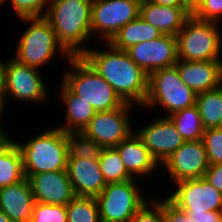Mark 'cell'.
<instances>
[{
	"mask_svg": "<svg viewBox=\"0 0 222 222\" xmlns=\"http://www.w3.org/2000/svg\"><path fill=\"white\" fill-rule=\"evenodd\" d=\"M52 127L42 129L28 140L11 137L21 151L25 174L67 170V133Z\"/></svg>",
	"mask_w": 222,
	"mask_h": 222,
	"instance_id": "cell-3",
	"label": "cell"
},
{
	"mask_svg": "<svg viewBox=\"0 0 222 222\" xmlns=\"http://www.w3.org/2000/svg\"><path fill=\"white\" fill-rule=\"evenodd\" d=\"M66 205L35 202L30 222H67Z\"/></svg>",
	"mask_w": 222,
	"mask_h": 222,
	"instance_id": "cell-31",
	"label": "cell"
},
{
	"mask_svg": "<svg viewBox=\"0 0 222 222\" xmlns=\"http://www.w3.org/2000/svg\"><path fill=\"white\" fill-rule=\"evenodd\" d=\"M67 222H101L96 197L75 196L67 205Z\"/></svg>",
	"mask_w": 222,
	"mask_h": 222,
	"instance_id": "cell-28",
	"label": "cell"
},
{
	"mask_svg": "<svg viewBox=\"0 0 222 222\" xmlns=\"http://www.w3.org/2000/svg\"><path fill=\"white\" fill-rule=\"evenodd\" d=\"M0 222H12V220L6 216V214L0 209Z\"/></svg>",
	"mask_w": 222,
	"mask_h": 222,
	"instance_id": "cell-43",
	"label": "cell"
},
{
	"mask_svg": "<svg viewBox=\"0 0 222 222\" xmlns=\"http://www.w3.org/2000/svg\"><path fill=\"white\" fill-rule=\"evenodd\" d=\"M204 130L222 127V88L218 87L196 95Z\"/></svg>",
	"mask_w": 222,
	"mask_h": 222,
	"instance_id": "cell-25",
	"label": "cell"
},
{
	"mask_svg": "<svg viewBox=\"0 0 222 222\" xmlns=\"http://www.w3.org/2000/svg\"><path fill=\"white\" fill-rule=\"evenodd\" d=\"M140 4L141 0H93L92 38L98 36L99 41L109 42L123 26L139 17Z\"/></svg>",
	"mask_w": 222,
	"mask_h": 222,
	"instance_id": "cell-10",
	"label": "cell"
},
{
	"mask_svg": "<svg viewBox=\"0 0 222 222\" xmlns=\"http://www.w3.org/2000/svg\"><path fill=\"white\" fill-rule=\"evenodd\" d=\"M162 6H183V0H149Z\"/></svg>",
	"mask_w": 222,
	"mask_h": 222,
	"instance_id": "cell-40",
	"label": "cell"
},
{
	"mask_svg": "<svg viewBox=\"0 0 222 222\" xmlns=\"http://www.w3.org/2000/svg\"><path fill=\"white\" fill-rule=\"evenodd\" d=\"M93 0H50L44 18L50 23L57 40L71 56H81L92 40Z\"/></svg>",
	"mask_w": 222,
	"mask_h": 222,
	"instance_id": "cell-2",
	"label": "cell"
},
{
	"mask_svg": "<svg viewBox=\"0 0 222 222\" xmlns=\"http://www.w3.org/2000/svg\"><path fill=\"white\" fill-rule=\"evenodd\" d=\"M209 165L204 143L200 139L185 141L161 165V169H165L169 174V179H171L169 181H173L172 185L183 180L203 177Z\"/></svg>",
	"mask_w": 222,
	"mask_h": 222,
	"instance_id": "cell-13",
	"label": "cell"
},
{
	"mask_svg": "<svg viewBox=\"0 0 222 222\" xmlns=\"http://www.w3.org/2000/svg\"><path fill=\"white\" fill-rule=\"evenodd\" d=\"M11 136L0 144V189L26 178L21 151Z\"/></svg>",
	"mask_w": 222,
	"mask_h": 222,
	"instance_id": "cell-23",
	"label": "cell"
},
{
	"mask_svg": "<svg viewBox=\"0 0 222 222\" xmlns=\"http://www.w3.org/2000/svg\"><path fill=\"white\" fill-rule=\"evenodd\" d=\"M203 0H183V8L193 15L202 5Z\"/></svg>",
	"mask_w": 222,
	"mask_h": 222,
	"instance_id": "cell-38",
	"label": "cell"
},
{
	"mask_svg": "<svg viewBox=\"0 0 222 222\" xmlns=\"http://www.w3.org/2000/svg\"><path fill=\"white\" fill-rule=\"evenodd\" d=\"M41 70L19 63L11 55L5 66L4 102L8 106L10 100L41 104L49 102L51 91ZM9 100V101H8ZM7 102V103H6Z\"/></svg>",
	"mask_w": 222,
	"mask_h": 222,
	"instance_id": "cell-9",
	"label": "cell"
},
{
	"mask_svg": "<svg viewBox=\"0 0 222 222\" xmlns=\"http://www.w3.org/2000/svg\"><path fill=\"white\" fill-rule=\"evenodd\" d=\"M193 16L200 20L220 24L222 22V0H203L202 5Z\"/></svg>",
	"mask_w": 222,
	"mask_h": 222,
	"instance_id": "cell-34",
	"label": "cell"
},
{
	"mask_svg": "<svg viewBox=\"0 0 222 222\" xmlns=\"http://www.w3.org/2000/svg\"><path fill=\"white\" fill-rule=\"evenodd\" d=\"M139 183L140 180L136 178L125 182L107 183L96 196L100 221L130 222L136 212L151 198L144 194V189Z\"/></svg>",
	"mask_w": 222,
	"mask_h": 222,
	"instance_id": "cell-8",
	"label": "cell"
},
{
	"mask_svg": "<svg viewBox=\"0 0 222 222\" xmlns=\"http://www.w3.org/2000/svg\"><path fill=\"white\" fill-rule=\"evenodd\" d=\"M50 0H0V7L10 2L18 19L44 17Z\"/></svg>",
	"mask_w": 222,
	"mask_h": 222,
	"instance_id": "cell-30",
	"label": "cell"
},
{
	"mask_svg": "<svg viewBox=\"0 0 222 222\" xmlns=\"http://www.w3.org/2000/svg\"><path fill=\"white\" fill-rule=\"evenodd\" d=\"M175 66L182 81L196 95L219 87V60H177Z\"/></svg>",
	"mask_w": 222,
	"mask_h": 222,
	"instance_id": "cell-20",
	"label": "cell"
},
{
	"mask_svg": "<svg viewBox=\"0 0 222 222\" xmlns=\"http://www.w3.org/2000/svg\"><path fill=\"white\" fill-rule=\"evenodd\" d=\"M62 82L77 96L89 102L96 112L120 108L124 102L82 56H72Z\"/></svg>",
	"mask_w": 222,
	"mask_h": 222,
	"instance_id": "cell-5",
	"label": "cell"
},
{
	"mask_svg": "<svg viewBox=\"0 0 222 222\" xmlns=\"http://www.w3.org/2000/svg\"><path fill=\"white\" fill-rule=\"evenodd\" d=\"M98 162L106 183L125 182L134 179L127 172L115 147L102 148Z\"/></svg>",
	"mask_w": 222,
	"mask_h": 222,
	"instance_id": "cell-27",
	"label": "cell"
},
{
	"mask_svg": "<svg viewBox=\"0 0 222 222\" xmlns=\"http://www.w3.org/2000/svg\"><path fill=\"white\" fill-rule=\"evenodd\" d=\"M134 132L160 166L185 142L170 118L164 116L134 129Z\"/></svg>",
	"mask_w": 222,
	"mask_h": 222,
	"instance_id": "cell-14",
	"label": "cell"
},
{
	"mask_svg": "<svg viewBox=\"0 0 222 222\" xmlns=\"http://www.w3.org/2000/svg\"><path fill=\"white\" fill-rule=\"evenodd\" d=\"M22 23L28 25L24 32L17 38L13 58L19 63L30 67L43 69L55 57H61L68 60L72 57L57 40L50 23L44 18H23L19 19ZM60 54V55H57Z\"/></svg>",
	"mask_w": 222,
	"mask_h": 222,
	"instance_id": "cell-4",
	"label": "cell"
},
{
	"mask_svg": "<svg viewBox=\"0 0 222 222\" xmlns=\"http://www.w3.org/2000/svg\"><path fill=\"white\" fill-rule=\"evenodd\" d=\"M25 176L31 185L35 202L67 205L75 197L67 170Z\"/></svg>",
	"mask_w": 222,
	"mask_h": 222,
	"instance_id": "cell-16",
	"label": "cell"
},
{
	"mask_svg": "<svg viewBox=\"0 0 222 222\" xmlns=\"http://www.w3.org/2000/svg\"><path fill=\"white\" fill-rule=\"evenodd\" d=\"M7 63V59L0 58V94L4 95L5 89V66Z\"/></svg>",
	"mask_w": 222,
	"mask_h": 222,
	"instance_id": "cell-39",
	"label": "cell"
},
{
	"mask_svg": "<svg viewBox=\"0 0 222 222\" xmlns=\"http://www.w3.org/2000/svg\"><path fill=\"white\" fill-rule=\"evenodd\" d=\"M162 212L166 222H196L188 214L173 204L167 197L162 199Z\"/></svg>",
	"mask_w": 222,
	"mask_h": 222,
	"instance_id": "cell-35",
	"label": "cell"
},
{
	"mask_svg": "<svg viewBox=\"0 0 222 222\" xmlns=\"http://www.w3.org/2000/svg\"><path fill=\"white\" fill-rule=\"evenodd\" d=\"M154 197L143 205L133 216L130 222H166L162 212V198ZM154 198V199H153Z\"/></svg>",
	"mask_w": 222,
	"mask_h": 222,
	"instance_id": "cell-33",
	"label": "cell"
},
{
	"mask_svg": "<svg viewBox=\"0 0 222 222\" xmlns=\"http://www.w3.org/2000/svg\"><path fill=\"white\" fill-rule=\"evenodd\" d=\"M219 87L222 88V56L219 59Z\"/></svg>",
	"mask_w": 222,
	"mask_h": 222,
	"instance_id": "cell-42",
	"label": "cell"
},
{
	"mask_svg": "<svg viewBox=\"0 0 222 222\" xmlns=\"http://www.w3.org/2000/svg\"><path fill=\"white\" fill-rule=\"evenodd\" d=\"M196 222H222L221 211H208L206 213H187Z\"/></svg>",
	"mask_w": 222,
	"mask_h": 222,
	"instance_id": "cell-37",
	"label": "cell"
},
{
	"mask_svg": "<svg viewBox=\"0 0 222 222\" xmlns=\"http://www.w3.org/2000/svg\"><path fill=\"white\" fill-rule=\"evenodd\" d=\"M203 178L222 193V163L209 165Z\"/></svg>",
	"mask_w": 222,
	"mask_h": 222,
	"instance_id": "cell-36",
	"label": "cell"
},
{
	"mask_svg": "<svg viewBox=\"0 0 222 222\" xmlns=\"http://www.w3.org/2000/svg\"><path fill=\"white\" fill-rule=\"evenodd\" d=\"M196 94L180 78L177 67L171 66L153 71L148 75V93L140 110L152 108L165 111L164 117L184 108L194 106Z\"/></svg>",
	"mask_w": 222,
	"mask_h": 222,
	"instance_id": "cell-6",
	"label": "cell"
},
{
	"mask_svg": "<svg viewBox=\"0 0 222 222\" xmlns=\"http://www.w3.org/2000/svg\"><path fill=\"white\" fill-rule=\"evenodd\" d=\"M35 199L28 178L0 189V209L12 222H30Z\"/></svg>",
	"mask_w": 222,
	"mask_h": 222,
	"instance_id": "cell-19",
	"label": "cell"
},
{
	"mask_svg": "<svg viewBox=\"0 0 222 222\" xmlns=\"http://www.w3.org/2000/svg\"><path fill=\"white\" fill-rule=\"evenodd\" d=\"M59 84L58 96L66 108V113L63 125L60 123V126L56 127L66 133L82 132L96 114V110L89 102L75 95L62 81Z\"/></svg>",
	"mask_w": 222,
	"mask_h": 222,
	"instance_id": "cell-22",
	"label": "cell"
},
{
	"mask_svg": "<svg viewBox=\"0 0 222 222\" xmlns=\"http://www.w3.org/2000/svg\"><path fill=\"white\" fill-rule=\"evenodd\" d=\"M134 106L124 103L118 109L96 112L82 133L102 148L116 147L134 132V125L131 123L135 120L131 116L134 115Z\"/></svg>",
	"mask_w": 222,
	"mask_h": 222,
	"instance_id": "cell-11",
	"label": "cell"
},
{
	"mask_svg": "<svg viewBox=\"0 0 222 222\" xmlns=\"http://www.w3.org/2000/svg\"><path fill=\"white\" fill-rule=\"evenodd\" d=\"M115 148L118 150L127 172L141 182L143 177L146 179L152 173L158 172L157 169L159 170L161 167L135 132Z\"/></svg>",
	"mask_w": 222,
	"mask_h": 222,
	"instance_id": "cell-18",
	"label": "cell"
},
{
	"mask_svg": "<svg viewBox=\"0 0 222 222\" xmlns=\"http://www.w3.org/2000/svg\"><path fill=\"white\" fill-rule=\"evenodd\" d=\"M173 186L174 191L164 196L186 213L221 211L222 193L203 177L183 180Z\"/></svg>",
	"mask_w": 222,
	"mask_h": 222,
	"instance_id": "cell-12",
	"label": "cell"
},
{
	"mask_svg": "<svg viewBox=\"0 0 222 222\" xmlns=\"http://www.w3.org/2000/svg\"><path fill=\"white\" fill-rule=\"evenodd\" d=\"M202 141L209 164L222 163V127L204 130Z\"/></svg>",
	"mask_w": 222,
	"mask_h": 222,
	"instance_id": "cell-32",
	"label": "cell"
},
{
	"mask_svg": "<svg viewBox=\"0 0 222 222\" xmlns=\"http://www.w3.org/2000/svg\"><path fill=\"white\" fill-rule=\"evenodd\" d=\"M161 35L162 33L156 27L138 17L123 26L109 43L114 48L125 51L133 45L144 41H152Z\"/></svg>",
	"mask_w": 222,
	"mask_h": 222,
	"instance_id": "cell-24",
	"label": "cell"
},
{
	"mask_svg": "<svg viewBox=\"0 0 222 222\" xmlns=\"http://www.w3.org/2000/svg\"><path fill=\"white\" fill-rule=\"evenodd\" d=\"M68 158L98 160L102 147L82 132H68Z\"/></svg>",
	"mask_w": 222,
	"mask_h": 222,
	"instance_id": "cell-29",
	"label": "cell"
},
{
	"mask_svg": "<svg viewBox=\"0 0 222 222\" xmlns=\"http://www.w3.org/2000/svg\"><path fill=\"white\" fill-rule=\"evenodd\" d=\"M219 23L190 15L177 33L178 60H219L222 56V31Z\"/></svg>",
	"mask_w": 222,
	"mask_h": 222,
	"instance_id": "cell-7",
	"label": "cell"
},
{
	"mask_svg": "<svg viewBox=\"0 0 222 222\" xmlns=\"http://www.w3.org/2000/svg\"><path fill=\"white\" fill-rule=\"evenodd\" d=\"M168 117L185 141L202 139L204 128L196 105L174 112Z\"/></svg>",
	"mask_w": 222,
	"mask_h": 222,
	"instance_id": "cell-26",
	"label": "cell"
},
{
	"mask_svg": "<svg viewBox=\"0 0 222 222\" xmlns=\"http://www.w3.org/2000/svg\"><path fill=\"white\" fill-rule=\"evenodd\" d=\"M9 136L7 132L0 131V144Z\"/></svg>",
	"mask_w": 222,
	"mask_h": 222,
	"instance_id": "cell-44",
	"label": "cell"
},
{
	"mask_svg": "<svg viewBox=\"0 0 222 222\" xmlns=\"http://www.w3.org/2000/svg\"><path fill=\"white\" fill-rule=\"evenodd\" d=\"M103 43L104 49L89 47L81 56L124 103L142 108L148 93V75L124 50L114 48L109 42Z\"/></svg>",
	"mask_w": 222,
	"mask_h": 222,
	"instance_id": "cell-1",
	"label": "cell"
},
{
	"mask_svg": "<svg viewBox=\"0 0 222 222\" xmlns=\"http://www.w3.org/2000/svg\"><path fill=\"white\" fill-rule=\"evenodd\" d=\"M67 172L75 196L96 197L107 185L98 160L68 158Z\"/></svg>",
	"mask_w": 222,
	"mask_h": 222,
	"instance_id": "cell-17",
	"label": "cell"
},
{
	"mask_svg": "<svg viewBox=\"0 0 222 222\" xmlns=\"http://www.w3.org/2000/svg\"><path fill=\"white\" fill-rule=\"evenodd\" d=\"M5 110H6V105H5V102H4V97L0 94V131H4V132L8 133V131L5 130L6 128H4L5 126H4V122H3Z\"/></svg>",
	"mask_w": 222,
	"mask_h": 222,
	"instance_id": "cell-41",
	"label": "cell"
},
{
	"mask_svg": "<svg viewBox=\"0 0 222 222\" xmlns=\"http://www.w3.org/2000/svg\"><path fill=\"white\" fill-rule=\"evenodd\" d=\"M125 52L147 75L153 71L174 66L178 60L176 36L168 34L133 45Z\"/></svg>",
	"mask_w": 222,
	"mask_h": 222,
	"instance_id": "cell-15",
	"label": "cell"
},
{
	"mask_svg": "<svg viewBox=\"0 0 222 222\" xmlns=\"http://www.w3.org/2000/svg\"><path fill=\"white\" fill-rule=\"evenodd\" d=\"M190 14L183 6H162L142 0L139 17L156 27L162 34L176 36Z\"/></svg>",
	"mask_w": 222,
	"mask_h": 222,
	"instance_id": "cell-21",
	"label": "cell"
}]
</instances>
